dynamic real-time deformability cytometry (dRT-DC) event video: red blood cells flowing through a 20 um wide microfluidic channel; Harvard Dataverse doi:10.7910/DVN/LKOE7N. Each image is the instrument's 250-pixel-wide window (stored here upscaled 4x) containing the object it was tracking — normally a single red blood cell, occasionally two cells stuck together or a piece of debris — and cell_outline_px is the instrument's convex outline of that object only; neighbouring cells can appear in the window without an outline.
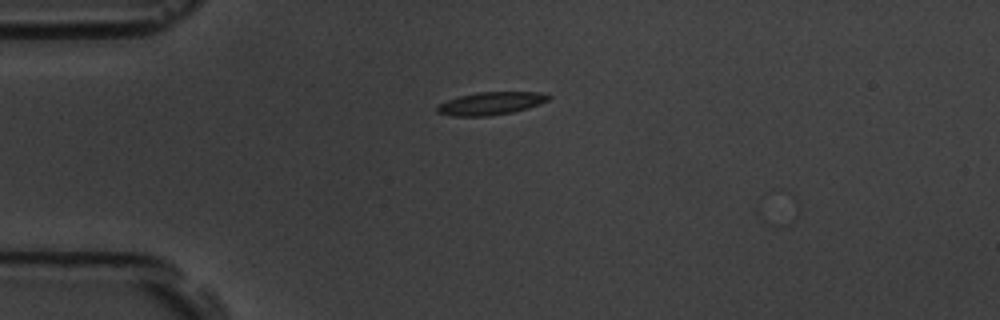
{"species": "common noctule bat (a hibernating species)", "species_latin": "Nyctalus noctula", "temperature_condition": "room temperature", "stored_images_in_passage": 6, "camera_frame_rate_fps": 3000, "um_per_image_px": 0.085, "animal": {"sex": "male", "body_mass_g": 19.5, "forearm_length_mm": 54.6}, "frame": {"image": 1, "passage_image": 1, "time_ms": 0.0, "image_size_px": [1000, 320], "cell_outline_px": [[552, 96], [548, 100], [540, 104], [528, 108], [512, 112], [488, 116], [452, 116], [436, 112], [436, 108], [440, 104], [448, 100], [460, 96], [476, 92], [540, 92]], "centroid_in_image_um": [41.73, 8.79], "position_along_channel_um": 43.3, "area_um2": 14.74}}
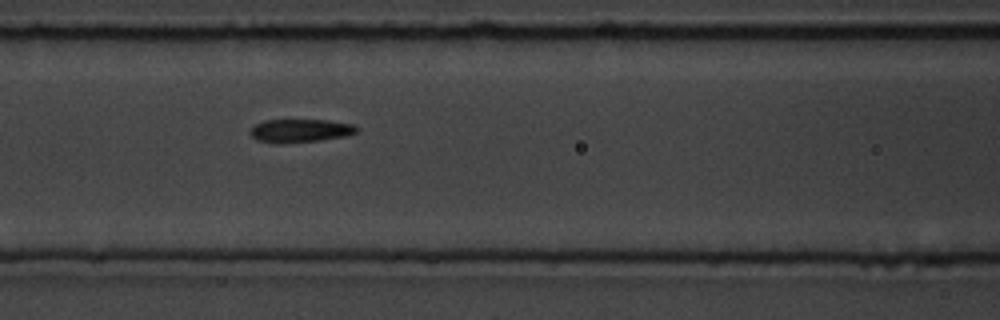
{"frame": {"image": 2, "passage_image": 4, "time_ms": 3.333, "image_size_px": [1000, 320], "cell_outline_px": [[360, 128], [356, 132], [344, 136], [320, 140], [280, 144], [276, 144], [256, 140], [248, 132], [252, 124], [264, 120], [328, 120], [356, 124]], "centroid_in_image_um": [25.47, 11.1], "position_along_channel_um": 141.1, "area_um2": 14.8}}
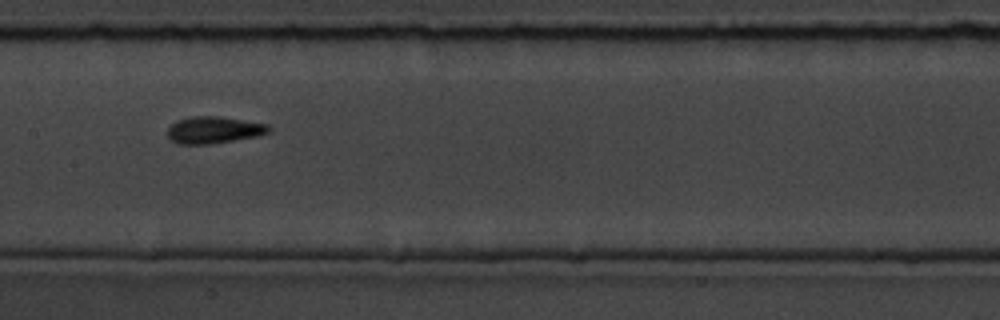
{"frame": {"image": 3, "passage_image": 5, "time_ms": 4.667, "image_size_px": [1000, 320], "cell_outline_px": [[272, 128], [268, 132], [256, 136], [208, 144], [180, 144], [172, 140], [168, 136], [168, 128], [176, 120], [192, 116], [216, 116], [268, 124]], "centroid_in_image_um": [18.16, 11.04], "position_along_channel_um": 189.2, "area_um2": 15.61}}